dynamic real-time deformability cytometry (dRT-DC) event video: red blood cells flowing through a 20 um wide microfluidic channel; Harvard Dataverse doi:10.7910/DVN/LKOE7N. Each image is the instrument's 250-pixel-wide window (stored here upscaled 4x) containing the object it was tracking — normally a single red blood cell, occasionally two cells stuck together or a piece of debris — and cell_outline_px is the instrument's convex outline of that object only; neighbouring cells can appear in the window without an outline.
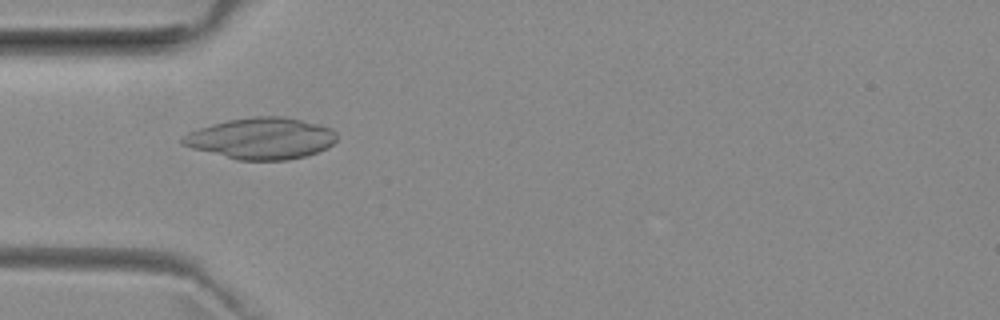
{"species": "common noctule bat (a hibernating species)", "species_latin": "Nyctalus noctula", "temperature_condition": "room temperature", "stored_images_in_passage": 53, "camera_frame_rate_fps": 3000, "um_per_image_px": 0.085, "animal": {"sex": "female", "body_mass_g": 29.2, "forearm_length_mm": 56.3}, "frame": {"image": 1, "passage_image": 16, "time_ms": 5.0, "image_size_px": [1000, 320], "cell_outline_px": [[336, 140], [328, 148], [304, 156], [288, 160], [236, 160], [192, 148], [180, 144], [180, 140], [188, 132], [212, 124], [228, 120], [252, 116], [288, 116], [320, 124], [332, 128], [336, 132]], "centroid_in_image_um": [22.23, 11.75], "position_along_channel_um": 62.8, "area_um2": 37.45}}
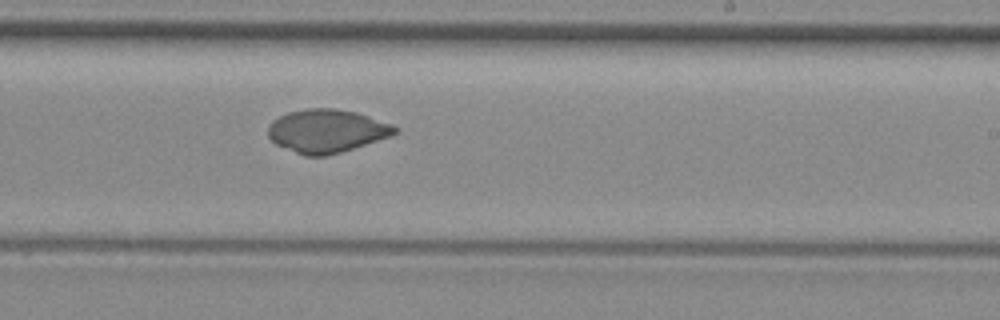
{"frame": {"image": 2, "passage_image": 31, "time_ms": 10.0, "image_size_px": [1000, 320], "cell_outline_px": [[400, 128], [392, 136], [340, 152], [324, 156], [304, 156], [276, 144], [268, 136], [268, 124], [272, 120], [288, 112], [308, 108], [336, 108], [356, 112], [392, 124]], "centroid_in_image_um": [27.77, 11.12], "position_along_channel_um": 261.2, "area_um2": 31.96}}
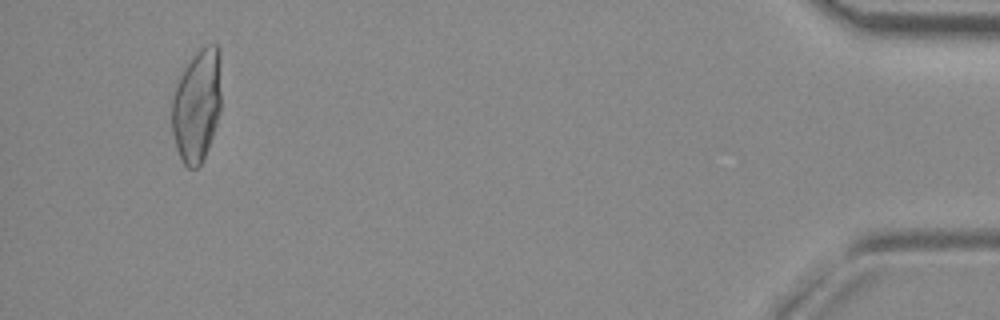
{"frame": {"image": 3, "passage_image": 49, "time_ms": 16.0, "image_size_px": [1000, 320], "cell_outline_px": [[220, 108], [216, 124], [212, 136], [204, 156], [200, 164], [196, 168], [188, 168], [184, 164], [176, 148], [172, 132], [172, 100], [180, 76], [184, 68], [196, 52], [200, 48], [208, 44], [216, 44], [220, 48]], "centroid_in_image_um": [16.74, 8.94], "position_along_channel_um": 418.5, "area_um2": 32.19}}